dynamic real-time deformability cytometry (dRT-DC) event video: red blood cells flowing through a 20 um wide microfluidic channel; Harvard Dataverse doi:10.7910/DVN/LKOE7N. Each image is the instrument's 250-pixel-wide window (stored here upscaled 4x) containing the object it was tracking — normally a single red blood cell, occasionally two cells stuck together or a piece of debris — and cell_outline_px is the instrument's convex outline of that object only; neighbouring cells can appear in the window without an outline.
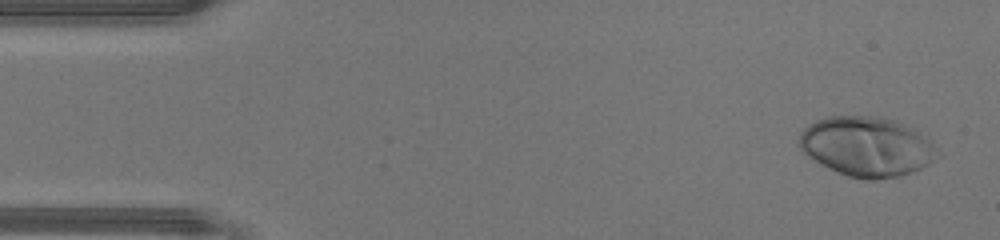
{"species": "human", "species_latin": "Homo sapiens", "temperature_condition": "warm", "stored_images_in_passage": 46, "camera_frame_rate_fps": 3000, "um_per_image_px": 0.085, "donor": {"sex": "male"}, "frame": {"image": 1, "passage_image": 2, "time_ms": 0.333, "image_size_px": [1000, 240], "cell_outline_px": [[932, 160], [928, 164], [912, 172], [900, 176], [872, 180], [864, 180], [848, 176], [828, 168], [812, 160], [800, 148], [796, 140], [800, 132], [808, 124], [816, 120], [828, 116], [880, 116], [892, 120], [912, 128], [928, 140], [932, 144]], "centroid_in_image_um": [73.55, 12.45], "position_along_channel_um": 11.5, "area_um2": 47.57}}
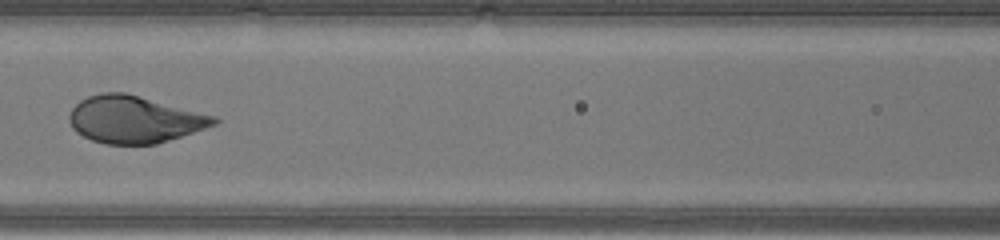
{"frame": {"image": 2, "passage_image": 20, "time_ms": 6.333, "image_size_px": [1000, 240], "cell_outline_px": [[220, 120], [216, 124], [156, 144], [104, 144], [92, 140], [76, 132], [72, 128], [68, 120], [68, 116], [72, 108], [80, 100], [88, 96], [100, 92], [124, 92], [216, 116]], "centroid_in_image_um": [11.38, 10.15], "position_along_channel_um": 155.2, "area_um2": 39.54}}
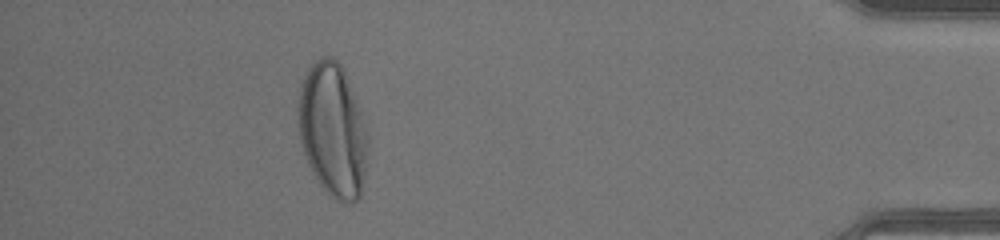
{"frame": {"image": 3, "passage_image": 41, "time_ms": 13.333, "image_size_px": [1000, 240], "cell_outline_px": [[368, 144], [364, 176], [360, 196], [352, 204], [344, 204], [336, 200], [320, 184], [312, 172], [308, 164], [300, 140], [296, 108], [300, 84], [304, 76], [312, 64], [316, 60], [324, 56], [332, 56], [340, 64], [344, 72], [360, 108], [368, 132]], "centroid_in_image_um": [28.27, 11.06], "position_along_channel_um": 406.9, "area_um2": 54.45}, "authors_computed_cell_mechanics": {"area_um2": 42.8587, "velocity_mm_per_s": 4.4434, "shape_relaxation_time_tau1_ms": 2.848, "shape_relaxation_time_tau2_ms": null, "deformation_change_tau1": 0.2087, "deformation_change_tau2": null}}